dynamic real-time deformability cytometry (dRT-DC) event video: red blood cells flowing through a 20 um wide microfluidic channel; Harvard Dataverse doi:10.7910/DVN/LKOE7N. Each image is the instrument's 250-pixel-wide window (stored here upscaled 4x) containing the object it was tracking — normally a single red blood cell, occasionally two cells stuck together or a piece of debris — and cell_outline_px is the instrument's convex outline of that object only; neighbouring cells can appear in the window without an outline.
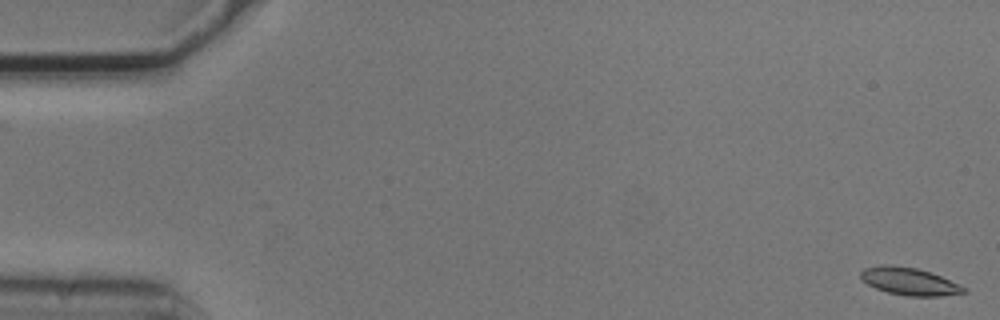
{"species": "common noctule bat (a hibernating species)", "species_latin": "Nyctalus noctula", "temperature_condition": "cold", "stored_images_in_passage": 3, "segment_of_instrument_passage": [2, 2], "camera_frame_rate_fps": 3000, "um_per_image_px": 0.085, "animal": {"sex": "male", "body_mass_g": 20.5, "forearm_length_mm": 52.5}, "frame": {"image": 1, "passage_image": 3, "time_ms": 0.667, "image_size_px": [1000, 320], "cell_outline_px": [[968, 292], [940, 296], [904, 296], [888, 292], [876, 288], [860, 280], [860, 272], [864, 268], [888, 264], [916, 268], [940, 276], [960, 284]], "centroid_in_image_um": [77.27, 23.92], "position_along_channel_um": 7.7, "area_um2": 16.42}}